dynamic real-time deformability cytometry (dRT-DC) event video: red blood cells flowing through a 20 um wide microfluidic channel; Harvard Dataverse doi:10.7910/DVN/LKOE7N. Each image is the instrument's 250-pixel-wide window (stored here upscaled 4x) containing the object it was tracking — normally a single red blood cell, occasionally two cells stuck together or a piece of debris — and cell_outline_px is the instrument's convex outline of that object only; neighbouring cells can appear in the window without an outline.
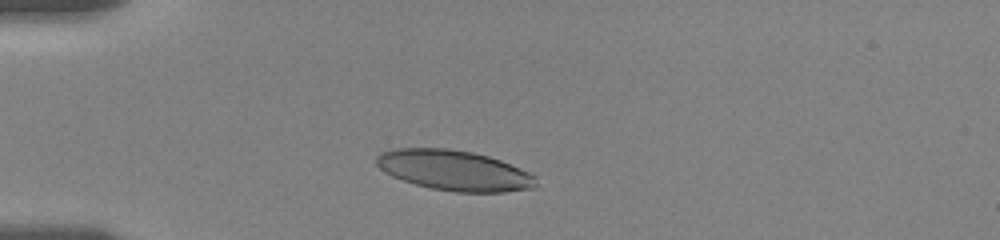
{"species": "human", "species_latin": "Homo sapiens", "temperature_condition": "room temperature", "stored_images_in_passage": 34, "camera_frame_rate_fps": 3000, "um_per_image_px": 0.085, "donor": {"sex": "female"}, "frame": {"image": 1, "passage_image": 1, "time_ms": 0.0, "image_size_px": [1000, 240], "cell_outline_px": [[536, 188], [504, 192], [456, 192], [432, 188], [416, 184], [392, 176], [384, 172], [376, 164], [376, 156], [380, 152], [396, 148], [448, 148], [472, 152], [488, 156], [500, 160], [532, 172], [536, 176]], "centroid_in_image_um": [38.64, 14.48], "position_along_channel_um": 46.4, "area_um2": 37.63}}
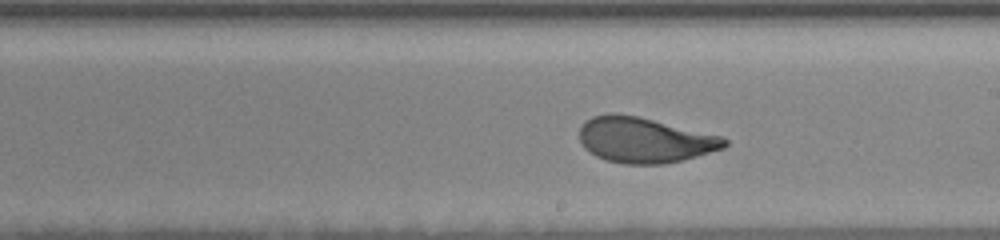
{"frame": {"image": 2, "passage_image": 19, "time_ms": 6.0, "image_size_px": [1000, 240], "cell_outline_px": [[728, 144], [724, 148], [696, 156], [664, 164], [624, 164], [604, 160], [596, 156], [584, 148], [580, 140], [580, 124], [584, 120], [592, 116], [608, 112], [616, 112], [636, 116], [724, 136], [728, 140]], "centroid_in_image_um": [54.75, 11.89], "position_along_channel_um": 234.2, "area_um2": 38.67}}
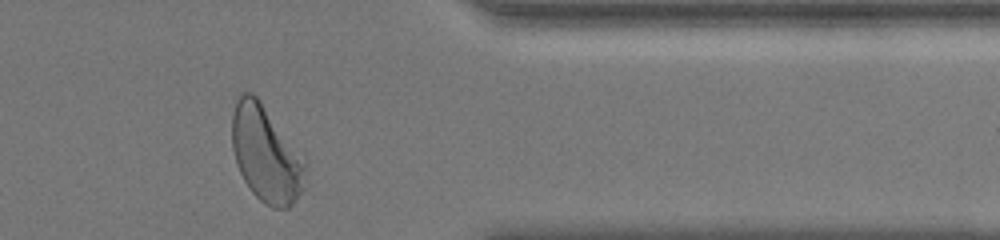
{"frame": {"image": 3, "passage_image": 33, "time_ms": 10.667, "image_size_px": [1000, 240], "cell_outline_px": [[308, 164], [304, 188], [296, 200], [288, 208], [272, 208], [264, 204], [252, 192], [244, 180], [236, 164], [232, 148], [232, 116], [236, 100], [244, 92], [252, 92], [260, 100], [308, 160]], "centroid_in_image_um": [22.65, 13.11], "position_along_channel_um": 388.7, "area_um2": 41.79}, "authors_computed_cell_mechanics": {"area_um2": 38.6971, "velocity_mm_per_s": 3.5512, "shape_relaxation_time_tau1_ms": 2.877, "shape_relaxation_time_tau2_ms": null, "deformation_change_tau1": 0.1599, "deformation_change_tau2": null}}